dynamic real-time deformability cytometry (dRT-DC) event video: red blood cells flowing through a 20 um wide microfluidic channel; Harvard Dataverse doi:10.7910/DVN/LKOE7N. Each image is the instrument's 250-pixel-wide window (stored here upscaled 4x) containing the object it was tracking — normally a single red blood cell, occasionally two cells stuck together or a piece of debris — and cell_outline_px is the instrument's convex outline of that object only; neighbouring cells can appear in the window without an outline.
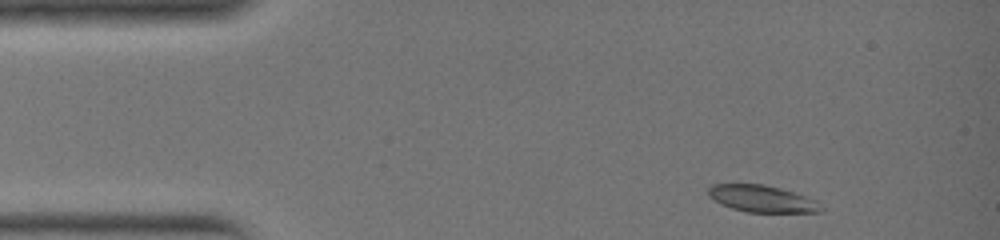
{"species": "common noctule bat (a hibernating species)", "species_latin": "Nyctalus noctula", "temperature_condition": "warm", "stored_images_in_passage": 29, "camera_frame_rate_fps": 3000, "um_per_image_px": 0.085, "animal": {"sex": "female", "body_mass_g": 19.0, "forearm_length_mm": 51.5}, "frame": {"image": 1, "passage_image": 1, "time_ms": 0.0, "image_size_px": [1000, 240], "cell_outline_px": [[824, 212], [748, 212], [732, 208], [720, 204], [708, 196], [708, 188], [712, 184], [764, 184], [780, 188], [816, 200], [824, 208]], "centroid_in_image_um": [64.77, 16.89], "position_along_channel_um": 20.2, "area_um2": 17.63}}
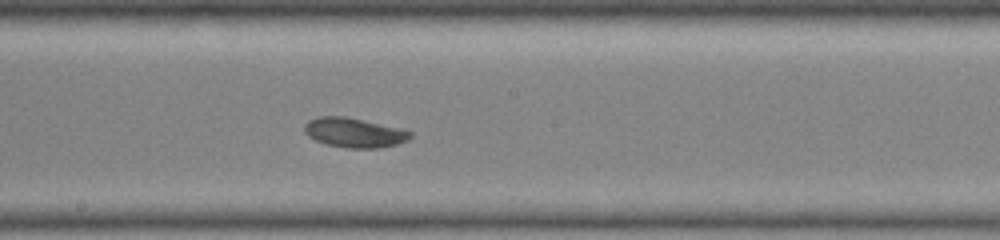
{"frame": {"image": 2, "passage_image": 16, "time_ms": 5.0, "image_size_px": [1000, 240], "cell_outline_px": [[412, 136], [408, 140], [396, 144], [380, 148], [348, 148], [328, 144], [316, 140], [308, 136], [304, 132], [304, 124], [308, 120], [316, 116], [344, 116], [404, 128], [412, 132]], "centroid_in_image_um": [30.13, 11.26], "position_along_channel_um": 218.1, "area_um2": 18.44}}
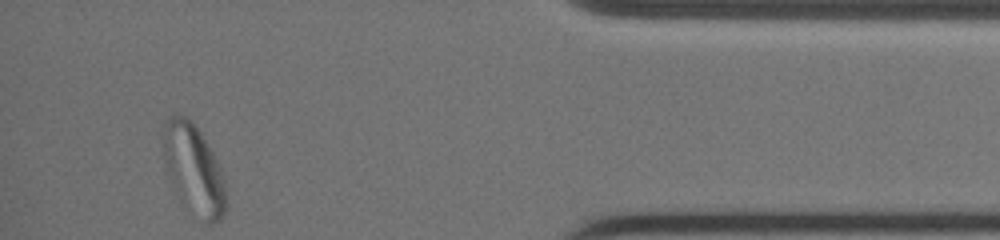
{"frame": {"image": 3, "passage_image": 29, "time_ms": 9.333, "image_size_px": [1000, 240], "cell_outline_px": [[228, 208], [220, 220], [212, 224], [208, 224], [176, 192], [168, 172], [164, 156], [164, 124], [168, 116], [184, 116], [192, 120], [200, 132], [212, 152], [224, 176], [228, 188]], "centroid_in_image_um": [16.54, 14.39], "position_along_channel_um": 418.7, "area_um2": 32.25}}